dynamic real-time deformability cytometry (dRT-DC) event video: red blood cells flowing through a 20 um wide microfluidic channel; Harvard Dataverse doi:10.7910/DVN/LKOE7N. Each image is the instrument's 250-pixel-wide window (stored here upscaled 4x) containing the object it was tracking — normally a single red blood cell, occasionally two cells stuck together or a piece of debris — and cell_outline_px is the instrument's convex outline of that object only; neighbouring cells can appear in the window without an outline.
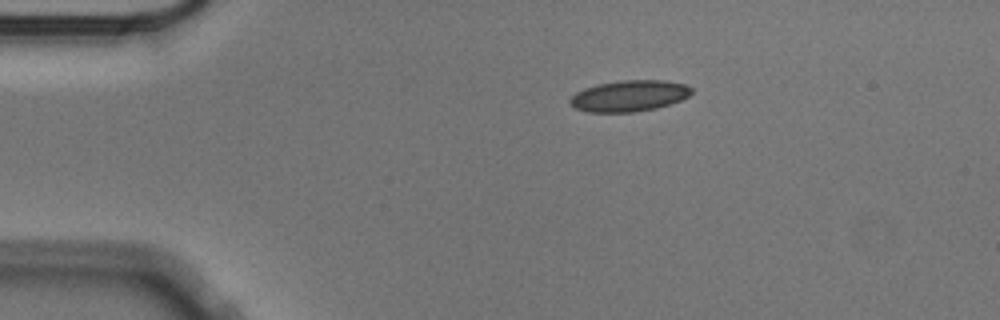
{"species": "Egyptian fruit bat (a non-hibernating species)", "species_latin": "Rousettus aegyptiacus", "temperature_condition": "cold", "stored_images_in_passage": 13, "camera_frame_rate_fps": 3000, "um_per_image_px": 0.085, "animal": {"sex": "male"}, "frame": {"image": 1, "passage_image": 1, "time_ms": 0.0, "image_size_px": [1000, 320], "cell_outline_px": [[692, 92], [688, 96], [680, 100], [656, 108], [636, 112], [588, 112], [576, 108], [568, 100], [576, 92], [584, 88], [596, 84], [624, 80], [664, 80], [684, 84], [692, 88]], "centroid_in_image_um": [53.47, 8.14], "position_along_channel_um": 31.5, "area_um2": 21.96}}
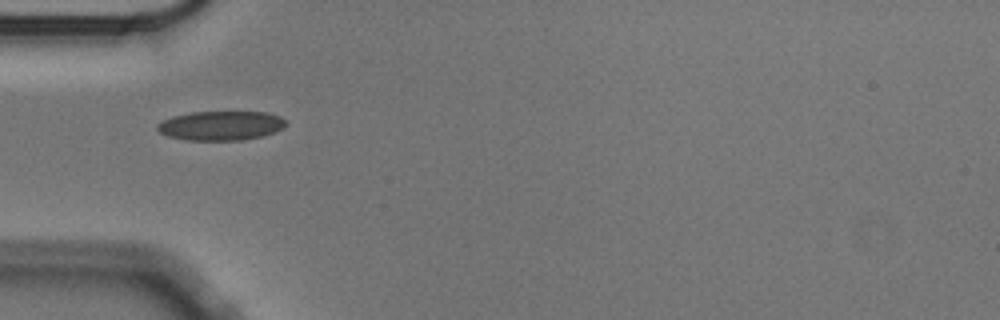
{"frame": {"image": 2, "passage_image": 8, "time_ms": 2.333, "image_size_px": [1000, 320], "cell_outline_px": [[288, 124], [272, 132], [260, 136], [240, 140], [184, 140], [168, 136], [160, 132], [156, 128], [156, 124], [172, 116], [192, 112], [268, 112], [280, 116]], "centroid_in_image_um": [18.73, 10.67], "position_along_channel_um": 66.3, "area_um2": 21.79}}
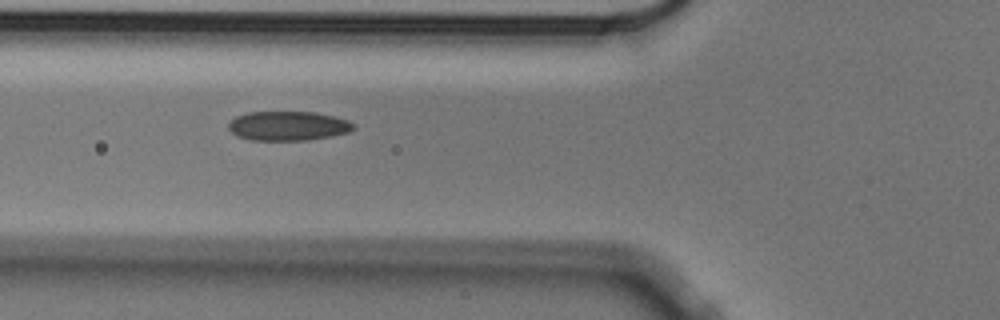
{"frame": {"image": 3, "passage_image": 11, "time_ms": 3.333, "image_size_px": [1000, 320], "cell_outline_px": [[356, 124], [348, 132], [332, 136], [308, 140], [252, 140], [236, 136], [228, 128], [228, 124], [236, 116], [248, 112], [316, 112], [336, 116], [348, 120]], "centroid_in_image_um": [24.49, 10.7], "position_along_channel_um": 101.3, "area_um2": 21.44}}